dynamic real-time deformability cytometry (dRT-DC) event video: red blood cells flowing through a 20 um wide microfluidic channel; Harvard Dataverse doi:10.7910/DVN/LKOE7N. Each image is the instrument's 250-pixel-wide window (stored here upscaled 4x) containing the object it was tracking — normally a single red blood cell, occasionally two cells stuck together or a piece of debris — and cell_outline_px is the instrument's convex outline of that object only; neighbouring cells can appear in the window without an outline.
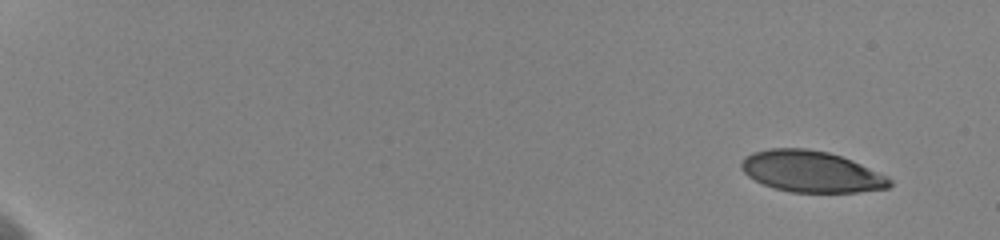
{"species": "human", "species_latin": "Homo sapiens", "temperature_condition": "cold", "stored_images_in_passage": 56, "camera_frame_rate_fps": 3000, "um_per_image_px": 0.085, "donor": {"sex": "female"}, "frame": {"image": 1, "passage_image": 1, "time_ms": 0.0, "image_size_px": [1000, 240], "cell_outline_px": [[892, 184], [888, 188], [856, 192], [792, 192], [772, 188], [748, 176], [740, 168], [740, 164], [752, 152], [772, 148], [804, 148], [828, 152], [852, 160], [888, 176], [892, 180]], "centroid_in_image_um": [68.97, 14.59], "position_along_channel_um": 16.0, "area_um2": 35.55}}
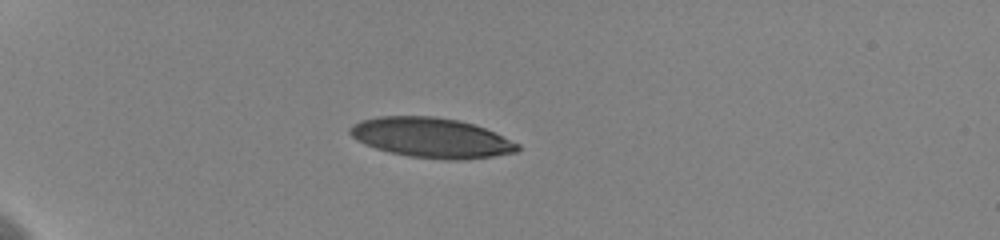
{"frame": {"image": 2, "passage_image": 15, "time_ms": 4.667, "image_size_px": [1000, 240], "cell_outline_px": [[520, 148], [516, 152], [492, 156], [464, 160], [448, 160], [408, 156], [376, 148], [364, 144], [356, 140], [348, 132], [348, 128], [352, 124], [360, 120], [380, 116], [432, 116], [460, 120], [484, 128], [520, 144]], "centroid_in_image_um": [36.64, 11.7], "position_along_channel_um": 48.4, "area_um2": 38.96}}
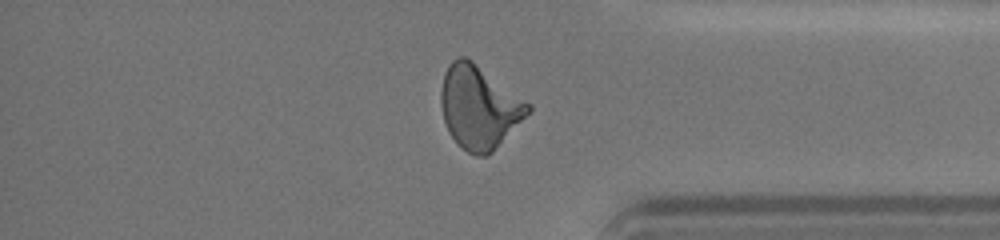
{"frame": {"image": 3, "passage_image": 48, "time_ms": 15.667, "image_size_px": [1000, 240], "cell_outline_px": [[532, 108], [492, 152], [488, 156], [476, 156], [468, 152], [456, 144], [448, 132], [444, 120], [440, 104], [440, 92], [444, 72], [448, 64], [456, 56], [464, 56], [472, 60], [532, 104]], "centroid_in_image_um": [40.68, 9.09], "position_along_channel_um": 394.5, "area_um2": 42.19}, "authors_computed_cell_mechanics": {"area_um2": 39.6219, "velocity_mm_per_s": 3.5984, "shape_relaxation_time_tau1_ms": 5.8273, "shape_relaxation_time_tau2_ms": 1.7864, "deformation_change_tau1": 0.2029, "deformation_change_tau2": 0.1001}}